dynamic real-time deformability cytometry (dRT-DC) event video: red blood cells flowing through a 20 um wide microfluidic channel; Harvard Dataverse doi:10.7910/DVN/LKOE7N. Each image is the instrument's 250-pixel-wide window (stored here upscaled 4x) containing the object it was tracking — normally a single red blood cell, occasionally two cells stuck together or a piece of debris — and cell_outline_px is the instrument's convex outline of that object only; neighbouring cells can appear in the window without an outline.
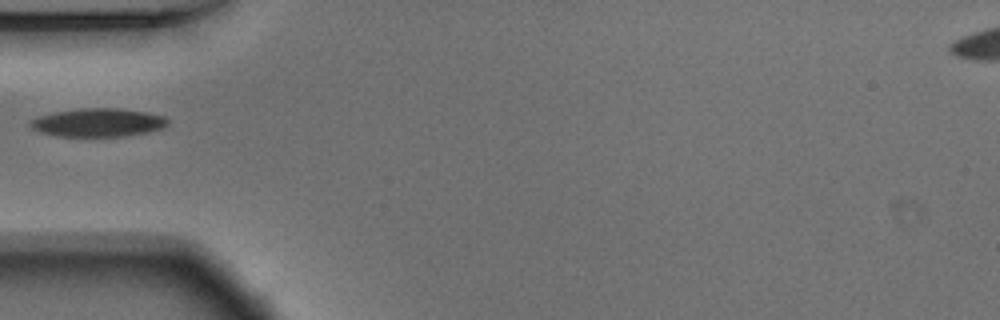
{"species": "Egyptian fruit bat (a non-hibernating species)", "species_latin": "Rousettus aegyptiacus", "temperature_condition": "warm", "stored_images_in_passage": 3, "camera_frame_rate_fps": 3000, "um_per_image_px": 0.085, "animal": {"sex": "male"}, "frame": {"image": 1, "passage_image": 1, "time_ms": 0.0, "image_size_px": [1000, 320], "cell_outline_px": [[168, 124], [164, 128], [148, 132], [124, 136], [56, 136], [40, 132], [32, 128], [28, 124], [28, 120], [40, 116], [56, 112], [80, 108], [120, 108], [148, 112], [164, 116], [168, 120]], "centroid_in_image_um": [8.35, 10.41], "position_along_channel_um": 76.7, "area_um2": 22.83}}